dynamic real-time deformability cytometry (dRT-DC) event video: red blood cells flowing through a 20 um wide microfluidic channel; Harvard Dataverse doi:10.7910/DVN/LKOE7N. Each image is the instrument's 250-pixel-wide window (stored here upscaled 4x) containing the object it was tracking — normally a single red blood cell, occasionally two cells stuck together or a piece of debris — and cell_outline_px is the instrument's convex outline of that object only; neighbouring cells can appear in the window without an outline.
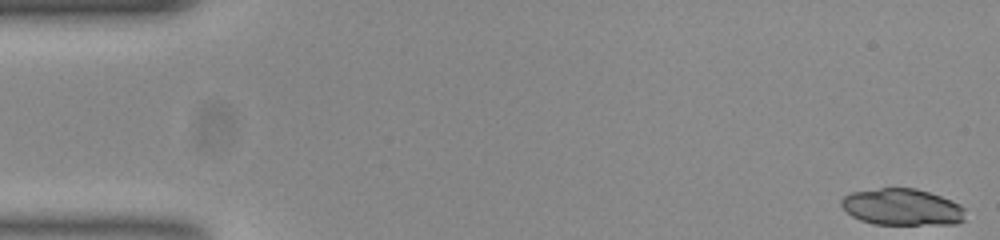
{"species": "common noctule bat (a hibernating species)", "species_latin": "Nyctalus noctula", "temperature_condition": "room temperature", "stored_images_in_passage": 2, "camera_frame_rate_fps": 3000, "um_per_image_px": 0.085, "animal": {"sex": "female", "body_mass_g": 23.0, "forearm_length_mm": 53.4}, "frame": {"image": 1, "passage_image": 1, "time_ms": 0.0, "image_size_px": [1000, 240], "cell_outline_px": [[964, 220], [956, 224], [872, 224], [860, 220], [852, 216], [840, 204], [840, 200], [844, 196], [852, 192], [880, 188], [916, 188], [952, 200], [960, 204], [964, 208]], "centroid_in_image_um": [76.68, 17.6], "position_along_channel_um": 8.3, "area_um2": 26.47}}